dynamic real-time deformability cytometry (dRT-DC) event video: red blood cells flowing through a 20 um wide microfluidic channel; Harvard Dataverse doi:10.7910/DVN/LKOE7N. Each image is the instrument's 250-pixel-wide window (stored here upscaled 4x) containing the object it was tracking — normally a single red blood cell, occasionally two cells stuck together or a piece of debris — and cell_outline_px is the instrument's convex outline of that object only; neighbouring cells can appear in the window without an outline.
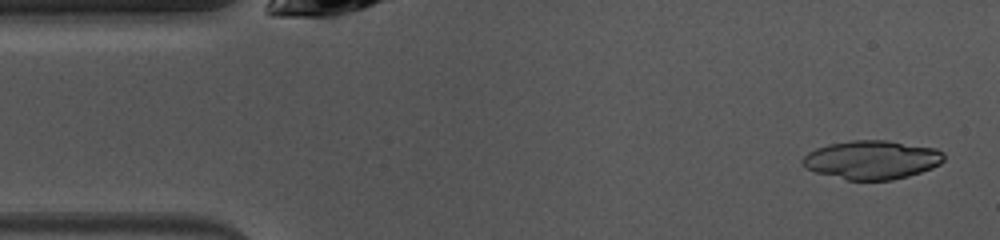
{"species": "common noctule bat (a hibernating species)", "species_latin": "Nyctalus noctula", "temperature_condition": "warm", "stored_images_in_passage": 46, "camera_frame_rate_fps": 3000, "um_per_image_px": 0.085, "animal": {"sex": "female", "body_mass_g": 10.0, "forearm_length_mm": 53.1}, "frame": {"image": 1, "passage_image": 2, "time_ms": 0.333, "image_size_px": [1000, 240], "cell_outline_px": [[944, 160], [940, 164], [932, 168], [908, 176], [892, 180], [848, 180], [816, 172], [804, 168], [800, 160], [808, 152], [816, 148], [828, 144], [852, 140], [888, 140], [936, 148], [944, 152]], "centroid_in_image_um": [74.11, 13.58], "position_along_channel_um": 10.9, "area_um2": 32.08}}
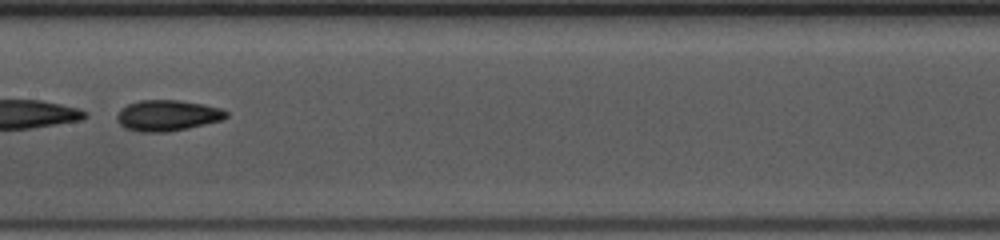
{"frame": {"image": 2, "passage_image": 22, "time_ms": 7.0, "image_size_px": [1000, 240], "cell_outline_px": [[228, 116], [224, 120], [188, 128], [168, 132], [140, 132], [124, 128], [116, 120], [116, 116], [120, 108], [128, 104], [140, 100], [176, 100], [204, 104], [220, 108], [228, 112]], "centroid_in_image_um": [14.22, 9.82], "position_along_channel_um": 193.2, "area_um2": 19.88}}
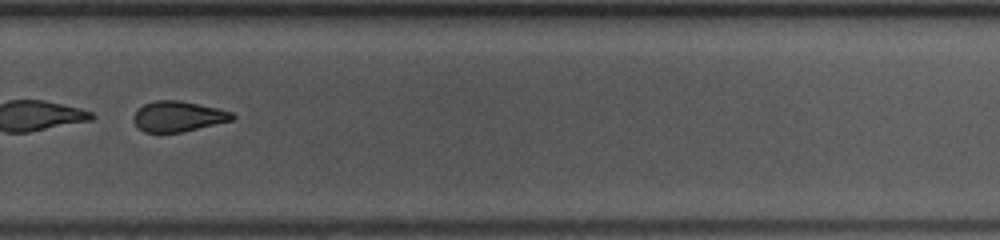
{"frame": {"image": 3, "passage_image": 31, "time_ms": 10.0, "image_size_px": [1000, 240], "cell_outline_px": [[236, 116], [232, 120], [184, 132], [144, 132], [132, 120], [132, 116], [136, 108], [144, 104], [156, 100], [180, 100], [220, 108], [232, 112]], "centroid_in_image_um": [15.13, 9.88], "position_along_channel_um": 314.7, "area_um2": 17.74}}